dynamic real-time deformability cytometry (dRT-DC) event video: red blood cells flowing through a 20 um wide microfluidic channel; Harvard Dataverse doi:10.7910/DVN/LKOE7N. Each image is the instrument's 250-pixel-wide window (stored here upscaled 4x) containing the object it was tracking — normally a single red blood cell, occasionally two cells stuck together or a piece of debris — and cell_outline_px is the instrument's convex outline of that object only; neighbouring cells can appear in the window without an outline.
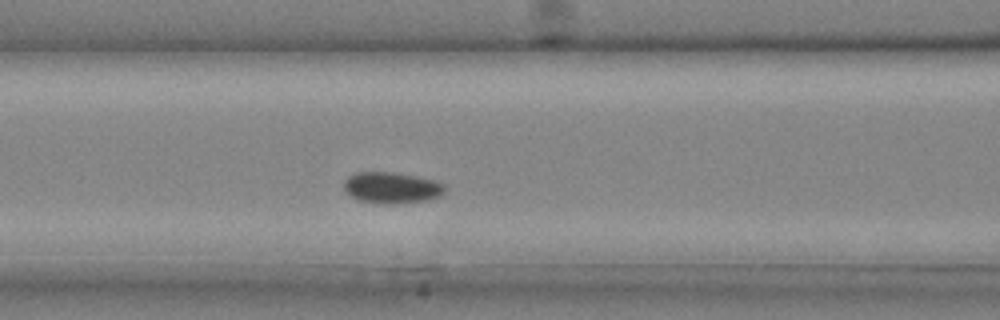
{"species": "common noctule bat (a hibernating species)", "species_latin": "Nyctalus noctula", "temperature_condition": "cold", "stored_images_in_passage": 26, "camera_frame_rate_fps": 3000, "um_per_image_px": 0.085, "animal": {"sex": "male", "body_mass_g": 20.4}, "frame": {"image": 1, "passage_image": 8, "time_ms": 2.333, "image_size_px": [1000, 320], "cell_outline_px": [[444, 192], [440, 196], [428, 200], [396, 204], [380, 204], [360, 200], [344, 192], [344, 180], [348, 176], [356, 172], [396, 172], [416, 176], [432, 180], [444, 184]], "centroid_in_image_um": [33.27, 15.96], "position_along_channel_um": 133.3, "area_um2": 18.5}}
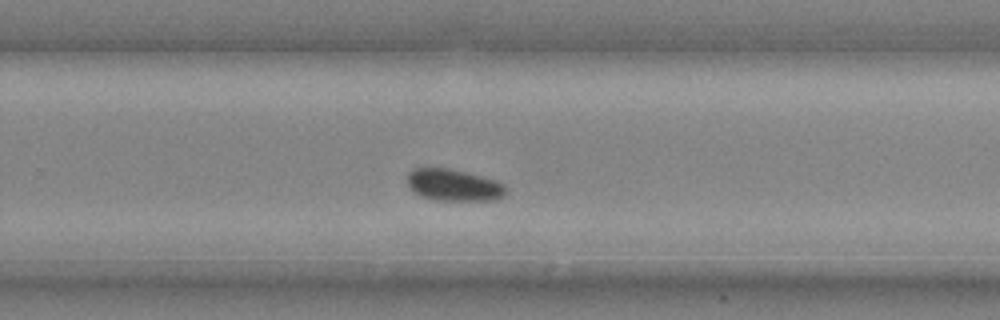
{"frame": {"image": 2, "passage_image": 16, "time_ms": 5.0, "image_size_px": [1000, 320], "cell_outline_px": [[504, 192], [496, 200], [436, 200], [420, 196], [408, 184], [408, 172], [412, 168], [448, 168], [496, 180], [504, 184]], "centroid_in_image_um": [38.53, 15.72], "position_along_channel_um": 291.3, "area_um2": 17.92}}
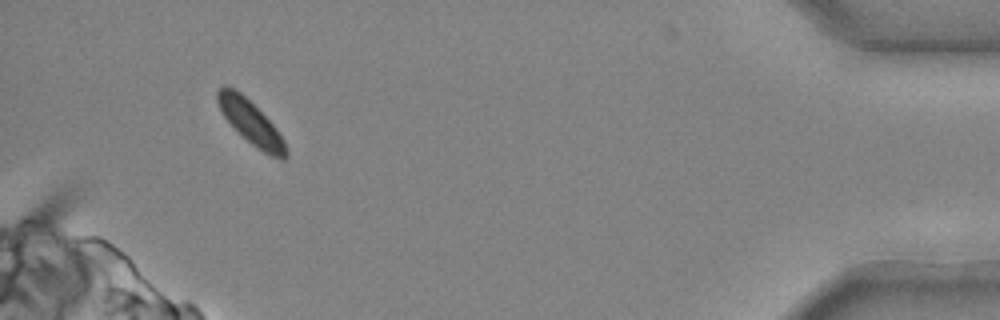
{"frame": {"image": 3, "passage_image": 25, "time_ms": 8.0, "image_size_px": [1000, 320], "cell_outline_px": [[288, 156], [284, 160], [280, 160], [256, 148], [224, 116], [216, 100], [216, 92], [224, 84], [240, 92], [276, 128], [284, 140], [288, 148]], "centroid_in_image_um": [21.35, 10.43], "position_along_channel_um": 413.8, "area_um2": 16.88}}